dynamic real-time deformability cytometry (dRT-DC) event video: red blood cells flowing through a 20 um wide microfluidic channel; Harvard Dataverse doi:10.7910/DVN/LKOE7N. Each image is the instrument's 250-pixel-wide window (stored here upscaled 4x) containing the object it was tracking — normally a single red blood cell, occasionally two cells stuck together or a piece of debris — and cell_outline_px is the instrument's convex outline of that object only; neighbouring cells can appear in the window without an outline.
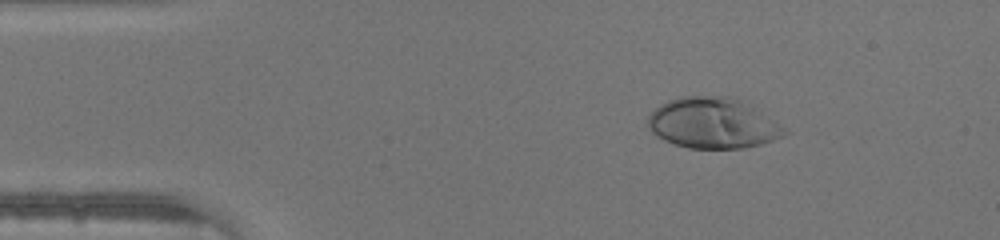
{"species": "human", "species_latin": "Homo sapiens", "temperature_condition": "warm", "stored_images_in_passage": 40, "camera_frame_rate_fps": 3000, "um_per_image_px": 0.085, "donor": {"sex": "male"}, "frame": {"image": 1, "passage_image": 1, "time_ms": 0.0, "image_size_px": [1000, 240], "cell_outline_px": [[788, 132], [784, 136], [760, 144], [740, 148], [688, 148], [664, 140], [656, 136], [648, 128], [648, 116], [660, 104], [668, 100], [680, 96], [728, 96], [740, 100], [784, 128]], "centroid_in_image_um": [60.52, 10.47], "position_along_channel_um": 24.5, "area_um2": 39.71}}
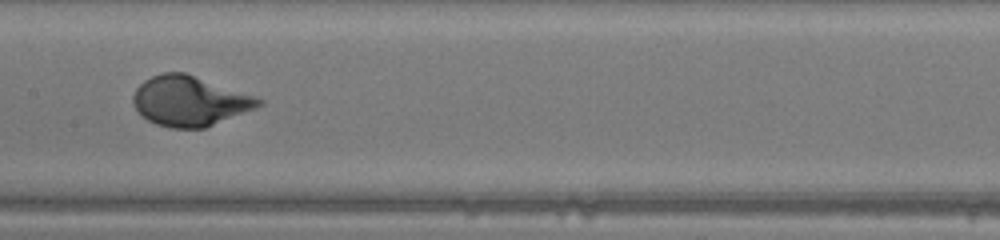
{"frame": {"image": 2, "passage_image": 17, "time_ms": 5.333, "image_size_px": [1000, 240], "cell_outline_px": [[264, 104], [256, 108], [204, 128], [172, 128], [156, 124], [148, 120], [132, 104], [132, 96], [136, 88], [144, 80], [152, 76], [164, 72], [184, 72], [264, 100]], "centroid_in_image_um": [16.09, 8.59], "position_along_channel_um": 191.3, "area_um2": 36.07}}
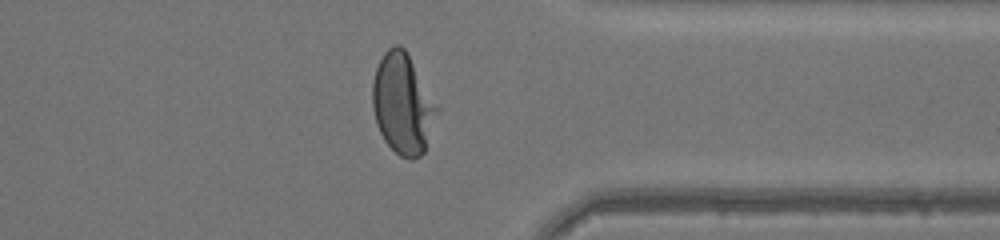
{"frame": {"image": 3, "passage_image": 30, "time_ms": 9.667, "image_size_px": [1000, 240], "cell_outline_px": [[440, 108], [424, 152], [420, 156], [412, 160], [408, 160], [400, 156], [384, 140], [376, 124], [372, 108], [372, 84], [376, 68], [384, 52], [388, 48], [396, 44], [400, 44], [404, 48]], "centroid_in_image_um": [34.23, 8.84], "position_along_channel_um": 377.2, "area_um2": 37.8}}